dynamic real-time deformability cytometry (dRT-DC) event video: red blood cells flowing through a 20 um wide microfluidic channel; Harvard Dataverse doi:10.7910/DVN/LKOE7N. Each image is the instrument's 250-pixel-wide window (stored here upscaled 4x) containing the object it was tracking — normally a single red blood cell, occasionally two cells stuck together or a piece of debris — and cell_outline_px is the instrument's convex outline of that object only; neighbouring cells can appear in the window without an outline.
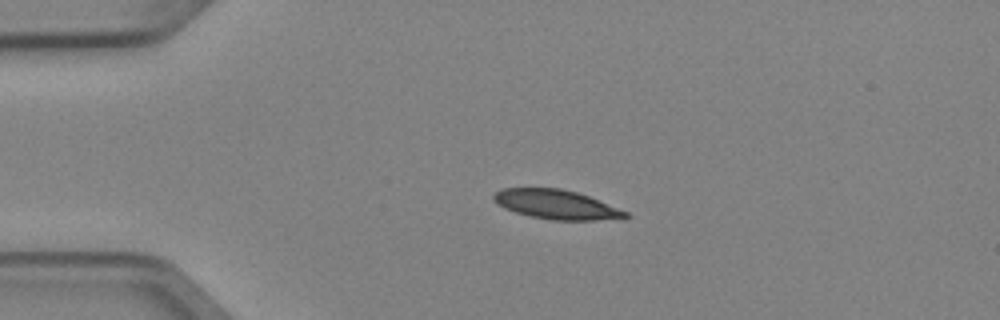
{"species": "Egyptian fruit bat (a non-hibernating species)", "species_latin": "Rousettus aegyptiacus", "temperature_condition": "cold", "stored_images_in_passage": 3, "camera_frame_rate_fps": 3000, "um_per_image_px": 0.085, "animal": {"sex": "female"}, "frame": {"image": 1, "passage_image": 2, "time_ms": 0.333, "image_size_px": [1000, 320], "cell_outline_px": [[632, 216], [624, 220], [552, 220], [532, 216], [516, 212], [504, 208], [496, 204], [492, 200], [492, 196], [500, 188], [560, 188], [576, 192], [588, 196], [628, 212]], "centroid_in_image_um": [47.32, 17.39], "position_along_channel_um": 37.7, "area_um2": 22.72}}